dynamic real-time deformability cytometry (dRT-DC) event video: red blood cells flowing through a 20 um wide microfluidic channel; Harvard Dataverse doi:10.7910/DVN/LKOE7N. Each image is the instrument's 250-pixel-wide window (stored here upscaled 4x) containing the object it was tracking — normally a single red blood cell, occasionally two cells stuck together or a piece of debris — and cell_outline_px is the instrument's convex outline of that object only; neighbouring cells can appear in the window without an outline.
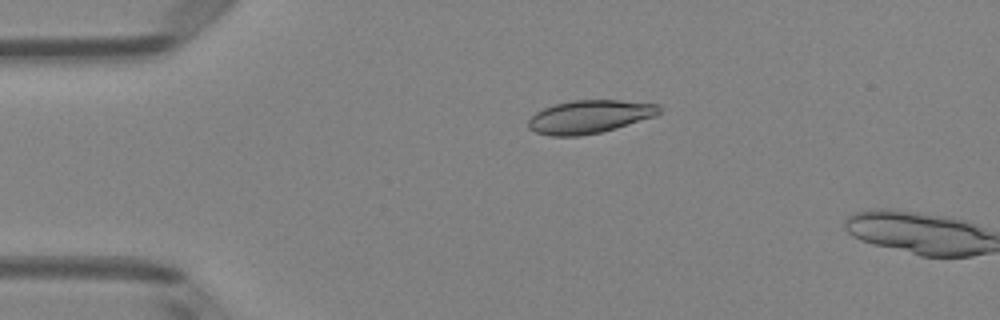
{"species": "Egyptian fruit bat (a non-hibernating species)", "species_latin": "Rousettus aegyptiacus", "temperature_condition": "room temperature", "stored_images_in_passage": 3, "camera_frame_rate_fps": 3000, "um_per_image_px": 0.085, "animal": {"sex": "female"}, "frame": {"image": 1, "passage_image": 2, "time_ms": 0.333, "image_size_px": [1000, 320], "cell_outline_px": [[660, 112], [656, 116], [616, 128], [600, 132], [580, 136], [552, 136], [536, 132], [528, 128], [528, 120], [536, 112], [544, 108], [556, 104], [572, 100], [620, 100], [660, 104]], "centroid_in_image_um": [50.12, 9.92], "position_along_channel_um": 34.9, "area_um2": 25.26}}